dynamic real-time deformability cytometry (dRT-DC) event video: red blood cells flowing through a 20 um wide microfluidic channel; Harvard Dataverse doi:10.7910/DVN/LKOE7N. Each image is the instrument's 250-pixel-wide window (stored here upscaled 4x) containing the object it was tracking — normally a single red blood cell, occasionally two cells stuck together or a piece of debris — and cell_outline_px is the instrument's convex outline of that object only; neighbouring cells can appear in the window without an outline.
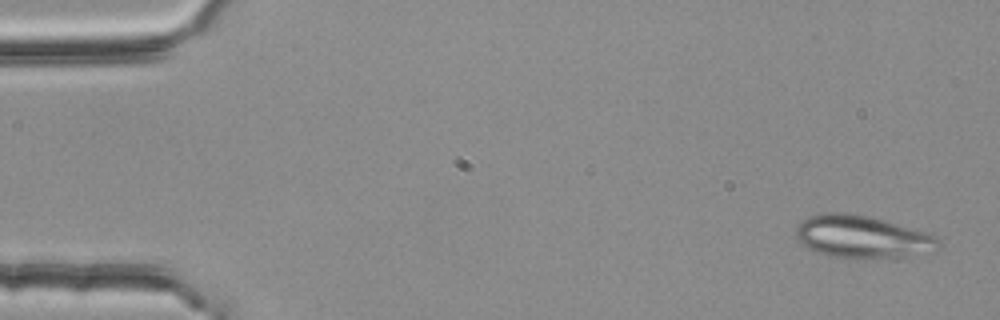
{"species": "common noctule bat (a hibernating species)", "species_latin": "Nyctalus noctula", "temperature_condition": "room temperature", "stored_images_in_passage": 4, "camera_frame_rate_fps": 3000, "um_per_image_px": 0.085, "animal": {"sex": "female", "body_mass_g": 25.1}, "frame": {"image": 1, "passage_image": 1, "time_ms": 0.0, "image_size_px": [1000, 320], "cell_outline_px": [[940, 248], [936, 252], [876, 260], [856, 260], [828, 256], [808, 248], [800, 244], [796, 240], [796, 228], [808, 216], [824, 212], [848, 212], [868, 216], [884, 220], [924, 232], [936, 236], [940, 240]], "centroid_in_image_um": [73.3, 20.17], "position_along_channel_um": 11.7, "area_um2": 36.24}}